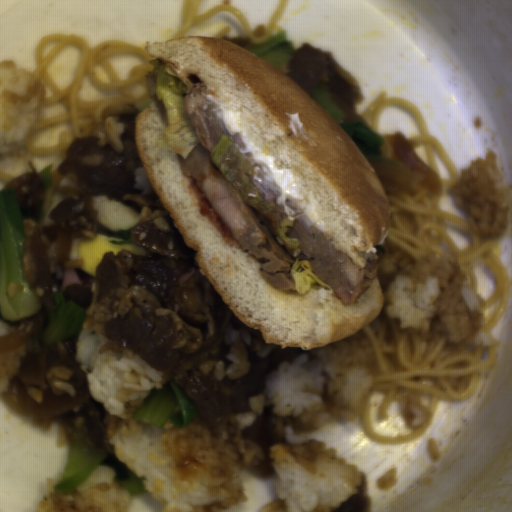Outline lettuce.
I'll use <instances>...</instances> for the list:
<instances>
[{"label": "lettuce", "instance_id": "lettuce-3", "mask_svg": "<svg viewBox=\"0 0 512 512\" xmlns=\"http://www.w3.org/2000/svg\"><path fill=\"white\" fill-rule=\"evenodd\" d=\"M290 275L294 278V284L297 292L306 294L312 284H319L326 291L332 290L329 285L320 280L314 273L309 260L295 259L291 268Z\"/></svg>", "mask_w": 512, "mask_h": 512}, {"label": "lettuce", "instance_id": "lettuce-4", "mask_svg": "<svg viewBox=\"0 0 512 512\" xmlns=\"http://www.w3.org/2000/svg\"><path fill=\"white\" fill-rule=\"evenodd\" d=\"M295 220V219H294ZM294 220H290L287 216L283 218L279 226L275 231L278 232L279 239L284 243L287 252L292 257H297L303 250L301 249V243L298 238H289L286 233L289 231V227H294Z\"/></svg>", "mask_w": 512, "mask_h": 512}, {"label": "lettuce", "instance_id": "lettuce-1", "mask_svg": "<svg viewBox=\"0 0 512 512\" xmlns=\"http://www.w3.org/2000/svg\"><path fill=\"white\" fill-rule=\"evenodd\" d=\"M153 67L150 77L157 71L155 89L157 100L163 102L168 125L164 134L156 141L158 147L178 153L183 159L197 146L200 138L186 112L184 99L188 86L178 77L167 73V63L154 58L148 60Z\"/></svg>", "mask_w": 512, "mask_h": 512}, {"label": "lettuce", "instance_id": "lettuce-2", "mask_svg": "<svg viewBox=\"0 0 512 512\" xmlns=\"http://www.w3.org/2000/svg\"><path fill=\"white\" fill-rule=\"evenodd\" d=\"M213 164L218 167L224 178L230 183L238 181L241 196L246 204L257 211L269 212L275 203H266L253 178L255 168L245 154L239 150L229 135H222L215 145L211 157Z\"/></svg>", "mask_w": 512, "mask_h": 512}]
</instances>
